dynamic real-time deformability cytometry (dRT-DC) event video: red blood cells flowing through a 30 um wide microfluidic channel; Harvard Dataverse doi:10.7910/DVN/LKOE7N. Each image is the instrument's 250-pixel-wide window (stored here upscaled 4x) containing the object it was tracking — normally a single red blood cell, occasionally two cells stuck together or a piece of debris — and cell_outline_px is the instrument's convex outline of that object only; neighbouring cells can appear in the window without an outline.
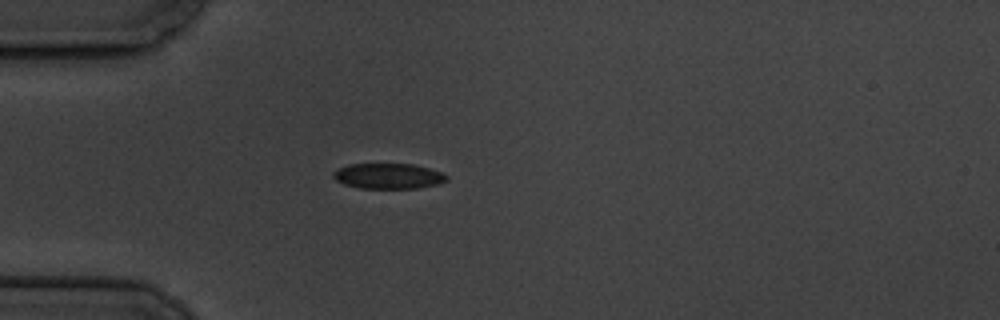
{"species": "common noctule bat (a hibernating species)", "species_latin": "Nyctalus noctula", "temperature_condition": "cold", "stored_images_in_passage": 5, "camera_frame_rate_fps": 3000, "um_per_image_px": 0.085, "animal": {"sex": "male", "body_mass_g": 19.5, "forearm_length_mm": 54.6}, "frame": {"image": 1, "passage_image": 4, "time_ms": 4.333, "image_size_px": [1000, 320], "cell_outline_px": [[448, 180], [440, 184], [416, 188], [360, 188], [344, 184], [336, 180], [332, 176], [332, 172], [348, 164], [412, 164], [428, 168], [440, 172], [448, 176]], "centroid_in_image_um": [33.01, 14.97], "position_along_channel_um": 52.0, "area_um2": 16.76}}